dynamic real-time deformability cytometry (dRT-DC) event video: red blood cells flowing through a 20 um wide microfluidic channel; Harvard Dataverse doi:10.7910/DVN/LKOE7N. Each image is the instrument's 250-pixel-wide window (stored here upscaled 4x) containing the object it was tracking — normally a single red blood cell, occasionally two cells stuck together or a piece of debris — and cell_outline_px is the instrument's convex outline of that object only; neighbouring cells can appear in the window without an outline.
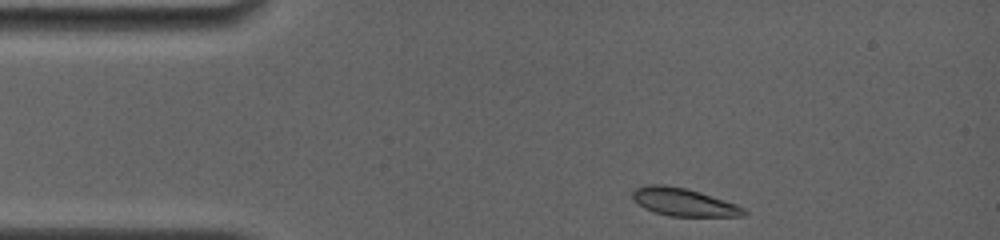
{"species": "common noctule bat (a hibernating species)", "species_latin": "Nyctalus noctula", "temperature_condition": "room temperature", "stored_images_in_passage": 7, "camera_frame_rate_fps": 4000, "um_per_image_px": 0.085, "animal": {"sex": "female", "body_mass_g": 19.0, "forearm_length_mm": 56.7}, "frame": {"image": 1, "passage_image": 1, "time_ms": 0.0, "image_size_px": [1000, 240], "cell_outline_px": [[748, 212], [744, 216], [668, 216], [644, 208], [632, 200], [632, 192], [636, 188], [644, 184], [664, 184], [684, 188], [700, 192], [736, 204], [744, 208]], "centroid_in_image_um": [58.08, 17.17], "position_along_channel_um": 26.9, "area_um2": 18.09}}